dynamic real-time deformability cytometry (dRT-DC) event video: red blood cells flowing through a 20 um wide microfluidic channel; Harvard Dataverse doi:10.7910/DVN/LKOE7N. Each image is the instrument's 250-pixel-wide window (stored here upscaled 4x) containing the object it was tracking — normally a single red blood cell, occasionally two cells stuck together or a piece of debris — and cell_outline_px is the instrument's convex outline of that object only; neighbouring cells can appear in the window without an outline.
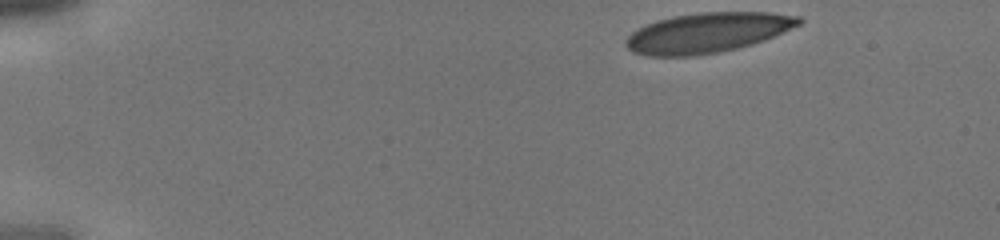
{"species": "human", "species_latin": "Homo sapiens", "temperature_condition": "cold", "stored_images_in_passage": 37, "camera_frame_rate_fps": 3000, "um_per_image_px": 0.085, "donor": {"sex": "male"}, "frame": {"image": 1, "passage_image": 1, "time_ms": 0.0, "image_size_px": [1000, 240], "cell_outline_px": [[804, 20], [800, 24], [764, 40], [752, 44], [736, 48], [696, 56], [648, 56], [632, 52], [624, 44], [624, 40], [632, 32], [644, 24], [656, 20], [672, 16], [700, 12], [768, 12], [800, 16]], "centroid_in_image_um": [60.09, 2.77], "position_along_channel_um": 24.9, "area_um2": 40.4}}
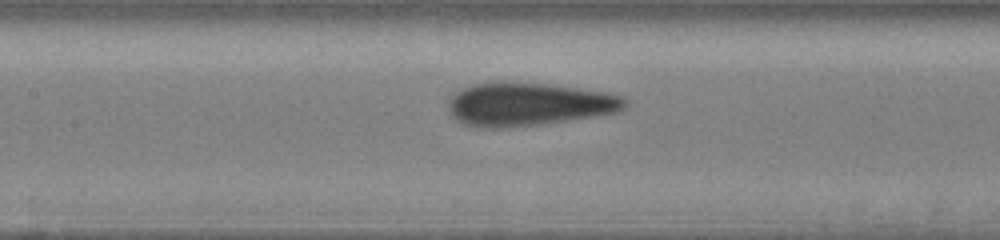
{"frame": {"image": 2, "passage_image": 16, "time_ms": 5.0, "image_size_px": [1000, 240], "cell_outline_px": [[628, 104], [624, 108], [616, 112], [568, 120], [540, 124], [500, 128], [484, 128], [464, 124], [456, 120], [452, 116], [448, 108], [448, 100], [460, 88], [472, 84], [504, 80], [548, 84], [608, 92], [624, 96], [628, 100]], "centroid_in_image_um": [44.9, 8.83], "position_along_channel_um": 162.5, "area_um2": 44.97}}
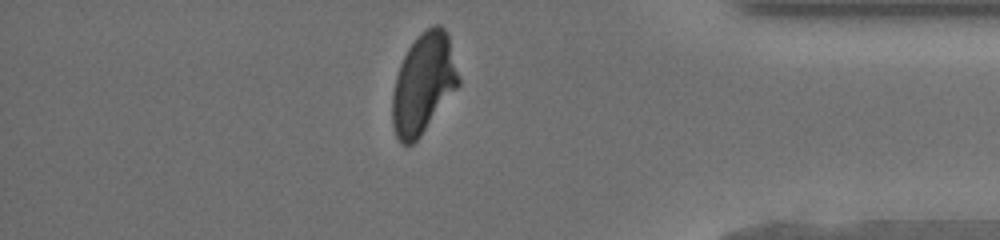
{"frame": {"image": 3, "passage_image": 32, "time_ms": 10.333, "image_size_px": [1000, 240], "cell_outline_px": [[460, 84], [420, 136], [412, 144], [400, 144], [396, 136], [392, 124], [392, 96], [396, 76], [400, 64], [408, 48], [428, 28], [436, 24], [440, 24], [448, 32], [460, 76]], "centroid_in_image_um": [36.0, 7.11], "position_along_channel_um": 399.2, "area_um2": 38.44}}